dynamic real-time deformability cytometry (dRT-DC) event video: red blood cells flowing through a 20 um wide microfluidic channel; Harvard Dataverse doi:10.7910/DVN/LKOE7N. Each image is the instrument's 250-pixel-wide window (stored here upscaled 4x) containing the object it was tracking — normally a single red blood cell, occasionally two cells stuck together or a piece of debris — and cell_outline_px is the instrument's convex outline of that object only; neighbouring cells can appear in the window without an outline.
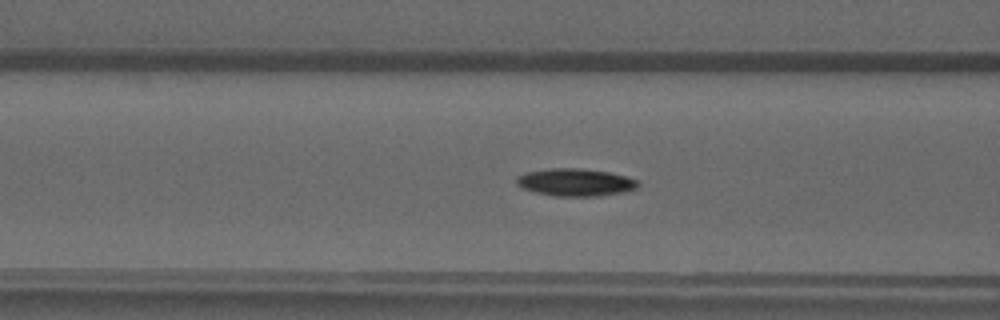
{"species": "common noctule bat (a hibernating species)", "species_latin": "Nyctalus noctula", "temperature_condition": "warm", "stored_images_in_passage": 49, "camera_frame_rate_fps": 3000, "um_per_image_px": 0.085, "animal": {"sex": "male", "forearm_length_mm": 52.5}, "frame": {"image": 1, "passage_image": 20, "time_ms": 6.333, "image_size_px": [1000, 320], "cell_outline_px": [[640, 184], [636, 188], [624, 192], [596, 196], [552, 196], [536, 192], [524, 188], [516, 184], [516, 176], [528, 172], [548, 168], [580, 168], [608, 172], [640, 180]], "centroid_in_image_um": [48.92, 15.49], "position_along_channel_um": 117.7, "area_um2": 19.48}}
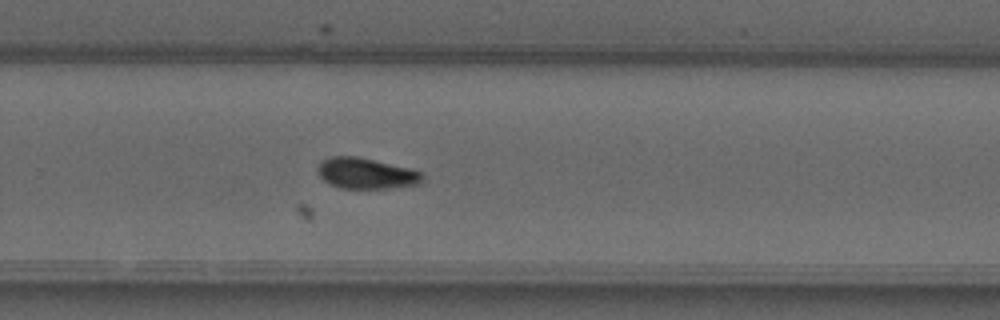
{"frame": {"image": 2, "passage_image": 33, "time_ms": 10.667, "image_size_px": [1000, 320], "cell_outline_px": [[424, 180], [420, 184], [392, 188], [340, 188], [328, 184], [320, 176], [316, 168], [324, 160], [332, 156], [356, 156], [412, 168], [424, 172]], "centroid_in_image_um": [31.18, 14.74], "position_along_channel_um": 298.6, "area_um2": 19.07}}
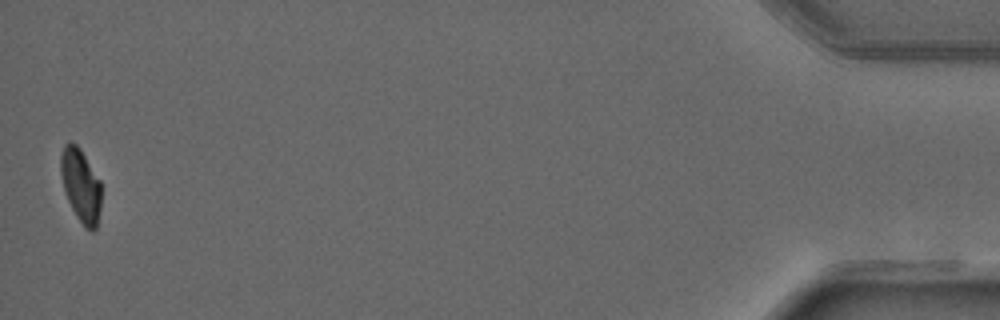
{"frame": {"image": 3, "passage_image": 49, "time_ms": 16.0, "image_size_px": [1000, 320], "cell_outline_px": [[100, 208], [96, 228], [92, 232], [84, 228], [76, 216], [68, 200], [64, 188], [60, 172], [60, 156], [64, 144], [68, 140], [76, 144], [80, 148], [100, 180]], "centroid_in_image_um": [6.85, 15.74], "position_along_channel_um": 428.3, "area_um2": 17.34}}